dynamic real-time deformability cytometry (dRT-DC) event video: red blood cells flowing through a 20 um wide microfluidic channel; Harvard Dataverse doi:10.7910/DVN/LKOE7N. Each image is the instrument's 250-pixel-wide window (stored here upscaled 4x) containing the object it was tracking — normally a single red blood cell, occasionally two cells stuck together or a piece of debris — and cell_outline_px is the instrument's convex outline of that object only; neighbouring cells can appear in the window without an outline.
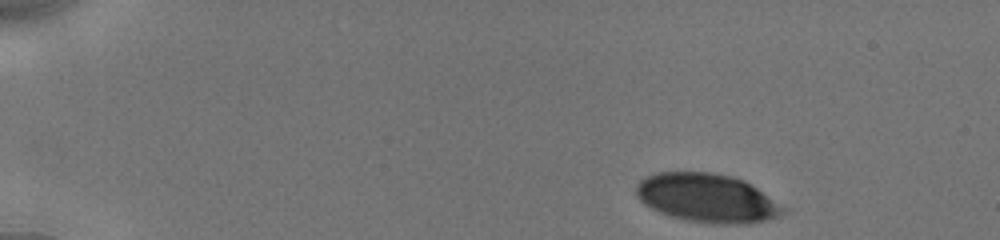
{"species": "human", "species_latin": "Homo sapiens", "temperature_condition": "cold", "stored_images_in_passage": 7, "camera_frame_rate_fps": 3000, "um_per_image_px": 0.085, "donor": {"sex": "male"}, "frame": {"image": 1, "passage_image": 1, "time_ms": 0.0, "image_size_px": [1000, 240], "cell_outline_px": [[784, 212], [776, 216], [764, 220], [744, 224], [712, 224], [684, 220], [660, 212], [644, 204], [640, 200], [636, 192], [636, 184], [640, 180], [656, 172], [712, 172], [732, 176], [744, 180], [756, 188], [784, 208]], "centroid_in_image_um": [60.04, 16.83], "position_along_channel_um": 25.0, "area_um2": 41.27}}
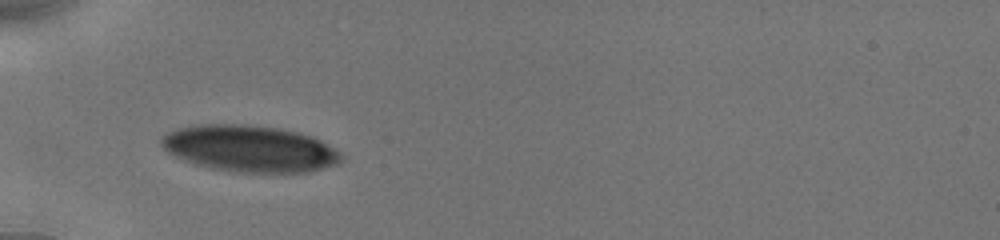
{"frame": {"image": 2, "passage_image": 6, "time_ms": 3.667, "image_size_px": [1000, 240], "cell_outline_px": [[344, 160], [336, 164], [324, 168], [308, 172], [232, 172], [212, 168], [196, 164], [184, 160], [168, 152], [160, 144], [160, 140], [168, 132], [176, 128], [196, 124], [244, 124], [276, 128], [300, 132], [312, 136], [320, 140], [340, 152], [344, 156]], "centroid_in_image_um": [21.23, 12.63], "position_along_channel_um": 63.8, "area_um2": 48.84}}
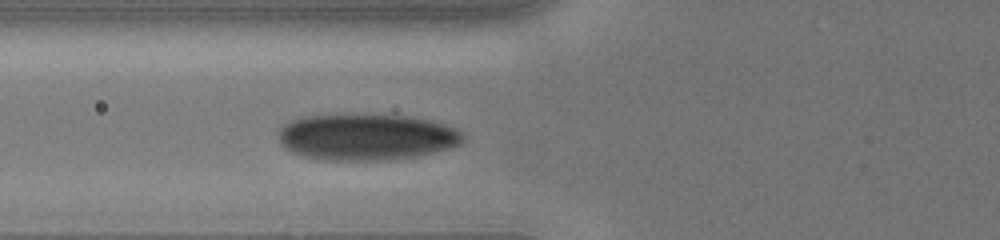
{"frame": {"image": 3, "passage_image": 7, "time_ms": 4.667, "image_size_px": [1000, 240], "cell_outline_px": [[464, 140], [460, 144], [432, 152], [416, 156], [388, 160], [324, 160], [304, 156], [292, 152], [284, 148], [280, 144], [276, 132], [276, 128], [292, 120], [308, 116], [408, 116], [428, 120], [452, 128], [460, 132], [464, 136]], "centroid_in_image_um": [31.06, 11.67], "position_along_channel_um": 94.7, "area_um2": 49.13}}